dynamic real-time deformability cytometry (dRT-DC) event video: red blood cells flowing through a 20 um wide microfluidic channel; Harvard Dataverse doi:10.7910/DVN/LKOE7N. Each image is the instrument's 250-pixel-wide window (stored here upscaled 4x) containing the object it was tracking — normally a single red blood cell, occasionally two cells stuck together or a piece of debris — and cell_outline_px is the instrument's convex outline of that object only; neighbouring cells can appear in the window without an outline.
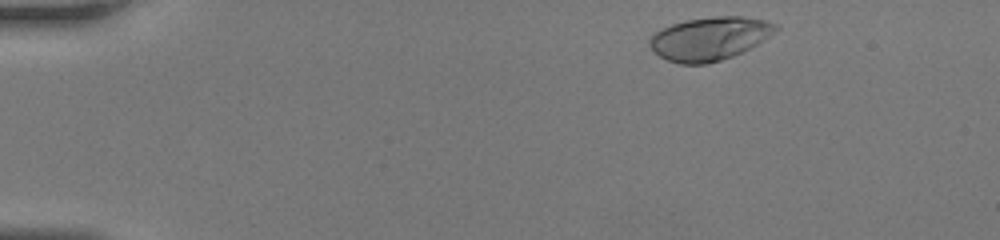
{"species": "human", "species_latin": "Homo sapiens", "temperature_condition": "room temperature", "stored_images_in_passage": 41, "camera_frame_rate_fps": 3000, "um_per_image_px": 0.085, "donor": {"sex": "female"}, "frame": {"image": 1, "passage_image": 2, "time_ms": 0.333, "image_size_px": [1000, 240], "cell_outline_px": [[776, 28], [772, 32], [756, 44], [732, 56], [720, 60], [704, 64], [680, 64], [668, 60], [660, 56], [648, 44], [648, 40], [656, 32], [672, 24], [684, 20], [716, 16], [740, 16], [764, 20], [776, 24]], "centroid_in_image_um": [60.26, 3.27], "position_along_channel_um": 24.7, "area_um2": 31.1}}
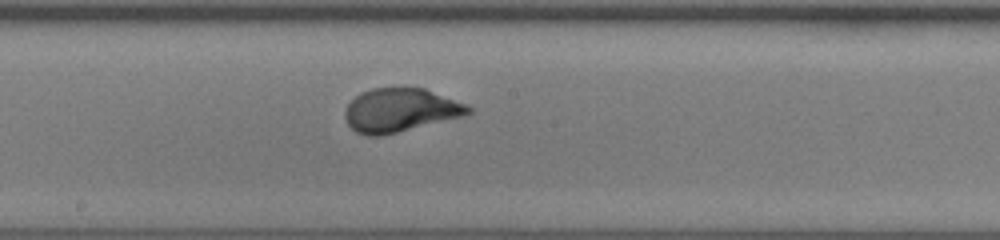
{"frame": {"image": 2, "passage_image": 21, "time_ms": 6.667, "image_size_px": [1000, 240], "cell_outline_px": [[472, 112], [464, 116], [380, 136], [368, 136], [356, 132], [348, 124], [344, 116], [344, 112], [348, 104], [360, 92], [372, 88], [424, 88], [464, 104], [472, 108]], "centroid_in_image_um": [33.99, 9.37], "position_along_channel_um": 214.2, "area_um2": 30.98}}
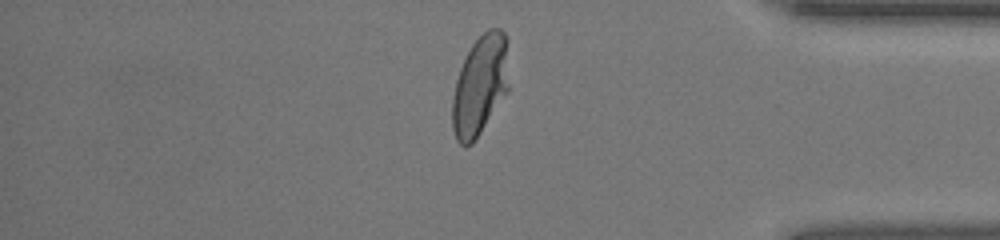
{"frame": {"image": 3, "passage_image": 34, "time_ms": 11.0, "image_size_px": [1000, 240], "cell_outline_px": [[508, 92], [472, 144], [464, 148], [456, 140], [452, 128], [452, 100], [456, 80], [460, 68], [472, 44], [488, 28], [500, 28], [504, 32], [508, 40]], "centroid_in_image_um": [40.81, 7.26], "position_along_channel_um": 394.4, "area_um2": 33.23}}